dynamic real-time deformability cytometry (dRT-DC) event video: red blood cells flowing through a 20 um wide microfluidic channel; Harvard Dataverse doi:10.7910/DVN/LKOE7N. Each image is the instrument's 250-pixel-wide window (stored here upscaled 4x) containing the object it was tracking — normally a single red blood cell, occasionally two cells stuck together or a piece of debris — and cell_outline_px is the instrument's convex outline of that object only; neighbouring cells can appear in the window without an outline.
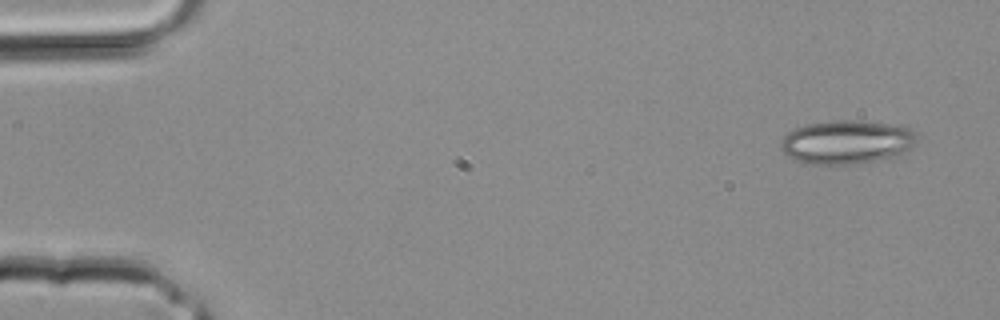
{"species": "common noctule bat (a hibernating species)", "species_latin": "Nyctalus noctula", "temperature_condition": "room temperature", "stored_images_in_passage": 3, "camera_frame_rate_fps": 3000, "um_per_image_px": 0.085, "animal": {"sex": "male", "body_mass_g": 20.4}, "frame": {"image": 1, "passage_image": 1, "time_ms": 0.0, "image_size_px": [1000, 320], "cell_outline_px": [[916, 144], [900, 156], [876, 160], [848, 164], [812, 164], [796, 160], [788, 156], [784, 152], [780, 144], [784, 136], [788, 132], [796, 128], [808, 124], [840, 120], [856, 120], [900, 124], [908, 128], [916, 136]], "centroid_in_image_um": [72.02, 12.07], "position_along_channel_um": 13.0, "area_um2": 34.62}}